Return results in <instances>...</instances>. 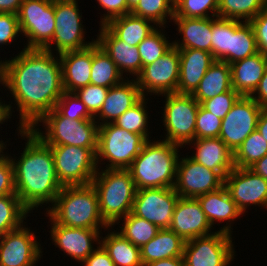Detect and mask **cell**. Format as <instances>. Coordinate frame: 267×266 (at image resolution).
Masks as SVG:
<instances>
[{"instance_id": "cell-1", "label": "cell", "mask_w": 267, "mask_h": 266, "mask_svg": "<svg viewBox=\"0 0 267 266\" xmlns=\"http://www.w3.org/2000/svg\"><path fill=\"white\" fill-rule=\"evenodd\" d=\"M10 57L3 62L2 86L14 99L8 104L11 114L17 107L18 125L30 129L56 107L65 92L60 58L44 49L25 48Z\"/></svg>"}, {"instance_id": "cell-2", "label": "cell", "mask_w": 267, "mask_h": 266, "mask_svg": "<svg viewBox=\"0 0 267 266\" xmlns=\"http://www.w3.org/2000/svg\"><path fill=\"white\" fill-rule=\"evenodd\" d=\"M16 129L18 138L21 136L26 141L24 150L18 153L21 156L14 154V158L6 151L4 153L10 157L13 165L16 195L33 213L43 205L45 208L49 204V208L63 186L58 180L50 147L31 129H22L20 126Z\"/></svg>"}, {"instance_id": "cell-3", "label": "cell", "mask_w": 267, "mask_h": 266, "mask_svg": "<svg viewBox=\"0 0 267 266\" xmlns=\"http://www.w3.org/2000/svg\"><path fill=\"white\" fill-rule=\"evenodd\" d=\"M181 148L161 139L148 140L128 168L136 189L174 187Z\"/></svg>"}, {"instance_id": "cell-4", "label": "cell", "mask_w": 267, "mask_h": 266, "mask_svg": "<svg viewBox=\"0 0 267 266\" xmlns=\"http://www.w3.org/2000/svg\"><path fill=\"white\" fill-rule=\"evenodd\" d=\"M45 210L46 217L65 227L103 230L109 227L100 214L98 194L92 183L63 186Z\"/></svg>"}, {"instance_id": "cell-5", "label": "cell", "mask_w": 267, "mask_h": 266, "mask_svg": "<svg viewBox=\"0 0 267 266\" xmlns=\"http://www.w3.org/2000/svg\"><path fill=\"white\" fill-rule=\"evenodd\" d=\"M97 191L99 210L109 226L132 212L136 187L128 169H98L92 180Z\"/></svg>"}, {"instance_id": "cell-6", "label": "cell", "mask_w": 267, "mask_h": 266, "mask_svg": "<svg viewBox=\"0 0 267 266\" xmlns=\"http://www.w3.org/2000/svg\"><path fill=\"white\" fill-rule=\"evenodd\" d=\"M30 129L46 145L98 148L99 125L95 119L70 120L63 116L56 108L46 113Z\"/></svg>"}, {"instance_id": "cell-7", "label": "cell", "mask_w": 267, "mask_h": 266, "mask_svg": "<svg viewBox=\"0 0 267 266\" xmlns=\"http://www.w3.org/2000/svg\"><path fill=\"white\" fill-rule=\"evenodd\" d=\"M147 141L143 135L128 132L114 123L100 125L96 153L98 169H128ZM104 164L106 166L102 167Z\"/></svg>"}, {"instance_id": "cell-8", "label": "cell", "mask_w": 267, "mask_h": 266, "mask_svg": "<svg viewBox=\"0 0 267 266\" xmlns=\"http://www.w3.org/2000/svg\"><path fill=\"white\" fill-rule=\"evenodd\" d=\"M165 98L161 123L166 131L162 140L184 147L195 139V125L199 103L191 94L170 93Z\"/></svg>"}, {"instance_id": "cell-9", "label": "cell", "mask_w": 267, "mask_h": 266, "mask_svg": "<svg viewBox=\"0 0 267 266\" xmlns=\"http://www.w3.org/2000/svg\"><path fill=\"white\" fill-rule=\"evenodd\" d=\"M78 1L54 0L56 25L52 41L44 50L60 55L69 51L85 49L96 42L95 38L86 41V28L82 24V11L79 10Z\"/></svg>"}, {"instance_id": "cell-10", "label": "cell", "mask_w": 267, "mask_h": 266, "mask_svg": "<svg viewBox=\"0 0 267 266\" xmlns=\"http://www.w3.org/2000/svg\"><path fill=\"white\" fill-rule=\"evenodd\" d=\"M52 151L55 171L62 186L91 184L98 170V148L70 145H48Z\"/></svg>"}, {"instance_id": "cell-11", "label": "cell", "mask_w": 267, "mask_h": 266, "mask_svg": "<svg viewBox=\"0 0 267 266\" xmlns=\"http://www.w3.org/2000/svg\"><path fill=\"white\" fill-rule=\"evenodd\" d=\"M21 36L27 38L25 49H44L55 30L54 0H23L18 13ZM25 36V37H24Z\"/></svg>"}, {"instance_id": "cell-12", "label": "cell", "mask_w": 267, "mask_h": 266, "mask_svg": "<svg viewBox=\"0 0 267 266\" xmlns=\"http://www.w3.org/2000/svg\"><path fill=\"white\" fill-rule=\"evenodd\" d=\"M232 235L218 229L207 236L185 241V266H230L237 256Z\"/></svg>"}, {"instance_id": "cell-13", "label": "cell", "mask_w": 267, "mask_h": 266, "mask_svg": "<svg viewBox=\"0 0 267 266\" xmlns=\"http://www.w3.org/2000/svg\"><path fill=\"white\" fill-rule=\"evenodd\" d=\"M180 76L179 50L172 47L164 56L143 67L136 81L143 97L177 93ZM149 94V95H148Z\"/></svg>"}, {"instance_id": "cell-14", "label": "cell", "mask_w": 267, "mask_h": 266, "mask_svg": "<svg viewBox=\"0 0 267 266\" xmlns=\"http://www.w3.org/2000/svg\"><path fill=\"white\" fill-rule=\"evenodd\" d=\"M262 109L251 96H241L222 119L219 138L233 153L256 130Z\"/></svg>"}, {"instance_id": "cell-15", "label": "cell", "mask_w": 267, "mask_h": 266, "mask_svg": "<svg viewBox=\"0 0 267 266\" xmlns=\"http://www.w3.org/2000/svg\"><path fill=\"white\" fill-rule=\"evenodd\" d=\"M26 223L0 236V266H38L44 251Z\"/></svg>"}, {"instance_id": "cell-16", "label": "cell", "mask_w": 267, "mask_h": 266, "mask_svg": "<svg viewBox=\"0 0 267 266\" xmlns=\"http://www.w3.org/2000/svg\"><path fill=\"white\" fill-rule=\"evenodd\" d=\"M177 164L174 190L179 197L197 198L224 186V179L215 171L181 155Z\"/></svg>"}, {"instance_id": "cell-17", "label": "cell", "mask_w": 267, "mask_h": 266, "mask_svg": "<svg viewBox=\"0 0 267 266\" xmlns=\"http://www.w3.org/2000/svg\"><path fill=\"white\" fill-rule=\"evenodd\" d=\"M178 198L173 187L139 189L135 194L132 213L159 229H169Z\"/></svg>"}, {"instance_id": "cell-18", "label": "cell", "mask_w": 267, "mask_h": 266, "mask_svg": "<svg viewBox=\"0 0 267 266\" xmlns=\"http://www.w3.org/2000/svg\"><path fill=\"white\" fill-rule=\"evenodd\" d=\"M224 186L243 215L252 205L267 210V180L251 169L234 167L224 178Z\"/></svg>"}, {"instance_id": "cell-19", "label": "cell", "mask_w": 267, "mask_h": 266, "mask_svg": "<svg viewBox=\"0 0 267 266\" xmlns=\"http://www.w3.org/2000/svg\"><path fill=\"white\" fill-rule=\"evenodd\" d=\"M51 222V223H50ZM50 223V240L55 248L63 251L64 255L70 256L71 259L82 263L96 249L95 244H100L102 229H87L65 227L55 224L49 218Z\"/></svg>"}, {"instance_id": "cell-20", "label": "cell", "mask_w": 267, "mask_h": 266, "mask_svg": "<svg viewBox=\"0 0 267 266\" xmlns=\"http://www.w3.org/2000/svg\"><path fill=\"white\" fill-rule=\"evenodd\" d=\"M197 198L179 197L169 229L184 241L214 233ZM213 229V231H212Z\"/></svg>"}, {"instance_id": "cell-21", "label": "cell", "mask_w": 267, "mask_h": 266, "mask_svg": "<svg viewBox=\"0 0 267 266\" xmlns=\"http://www.w3.org/2000/svg\"><path fill=\"white\" fill-rule=\"evenodd\" d=\"M98 31V35H95L96 42L110 56L126 79L128 76L136 79L142 72L138 47L130 46L118 39L105 25H101Z\"/></svg>"}, {"instance_id": "cell-22", "label": "cell", "mask_w": 267, "mask_h": 266, "mask_svg": "<svg viewBox=\"0 0 267 266\" xmlns=\"http://www.w3.org/2000/svg\"><path fill=\"white\" fill-rule=\"evenodd\" d=\"M188 145L190 150L195 147L190 156L194 161L217 172L223 179L235 167L234 153L219 137L194 139Z\"/></svg>"}, {"instance_id": "cell-23", "label": "cell", "mask_w": 267, "mask_h": 266, "mask_svg": "<svg viewBox=\"0 0 267 266\" xmlns=\"http://www.w3.org/2000/svg\"><path fill=\"white\" fill-rule=\"evenodd\" d=\"M143 98L136 79H125L110 87L99 113L94 117L98 125L114 123L126 110L132 108Z\"/></svg>"}, {"instance_id": "cell-24", "label": "cell", "mask_w": 267, "mask_h": 266, "mask_svg": "<svg viewBox=\"0 0 267 266\" xmlns=\"http://www.w3.org/2000/svg\"><path fill=\"white\" fill-rule=\"evenodd\" d=\"M203 212L206 215L211 226H215L217 222L226 223L223 227L218 228L219 231L233 235V223L236 219H241L242 212L232 200L227 188L222 186L220 189L198 196ZM232 229V230H231Z\"/></svg>"}, {"instance_id": "cell-25", "label": "cell", "mask_w": 267, "mask_h": 266, "mask_svg": "<svg viewBox=\"0 0 267 266\" xmlns=\"http://www.w3.org/2000/svg\"><path fill=\"white\" fill-rule=\"evenodd\" d=\"M62 83L65 92L74 93L90 84L93 60V44L85 49L59 55Z\"/></svg>"}, {"instance_id": "cell-26", "label": "cell", "mask_w": 267, "mask_h": 266, "mask_svg": "<svg viewBox=\"0 0 267 266\" xmlns=\"http://www.w3.org/2000/svg\"><path fill=\"white\" fill-rule=\"evenodd\" d=\"M180 76L177 93L192 94L208 68L216 61L212 53L198 49H178Z\"/></svg>"}, {"instance_id": "cell-27", "label": "cell", "mask_w": 267, "mask_h": 266, "mask_svg": "<svg viewBox=\"0 0 267 266\" xmlns=\"http://www.w3.org/2000/svg\"><path fill=\"white\" fill-rule=\"evenodd\" d=\"M172 22L177 26V34L182 35L173 41L178 49H198L211 53L212 17L185 18L173 17Z\"/></svg>"}, {"instance_id": "cell-28", "label": "cell", "mask_w": 267, "mask_h": 266, "mask_svg": "<svg viewBox=\"0 0 267 266\" xmlns=\"http://www.w3.org/2000/svg\"><path fill=\"white\" fill-rule=\"evenodd\" d=\"M231 66L232 88L241 96H251L267 68V58L260 52L236 61Z\"/></svg>"}, {"instance_id": "cell-29", "label": "cell", "mask_w": 267, "mask_h": 266, "mask_svg": "<svg viewBox=\"0 0 267 266\" xmlns=\"http://www.w3.org/2000/svg\"><path fill=\"white\" fill-rule=\"evenodd\" d=\"M185 241L170 229H160L156 236L140 248L143 266L166 258L183 257Z\"/></svg>"}, {"instance_id": "cell-30", "label": "cell", "mask_w": 267, "mask_h": 266, "mask_svg": "<svg viewBox=\"0 0 267 266\" xmlns=\"http://www.w3.org/2000/svg\"><path fill=\"white\" fill-rule=\"evenodd\" d=\"M232 88L231 66L216 60L206 71L196 90L191 94L201 102L227 92Z\"/></svg>"}, {"instance_id": "cell-31", "label": "cell", "mask_w": 267, "mask_h": 266, "mask_svg": "<svg viewBox=\"0 0 267 266\" xmlns=\"http://www.w3.org/2000/svg\"><path fill=\"white\" fill-rule=\"evenodd\" d=\"M113 228L114 226H109L103 231H106L107 235L103 237L101 234L100 244L107 251L115 266H143L140 248Z\"/></svg>"}, {"instance_id": "cell-32", "label": "cell", "mask_w": 267, "mask_h": 266, "mask_svg": "<svg viewBox=\"0 0 267 266\" xmlns=\"http://www.w3.org/2000/svg\"><path fill=\"white\" fill-rule=\"evenodd\" d=\"M105 26L118 39L130 46H138L143 39L158 27L152 21L131 13L114 18Z\"/></svg>"}, {"instance_id": "cell-33", "label": "cell", "mask_w": 267, "mask_h": 266, "mask_svg": "<svg viewBox=\"0 0 267 266\" xmlns=\"http://www.w3.org/2000/svg\"><path fill=\"white\" fill-rule=\"evenodd\" d=\"M125 80L116 64L97 42L93 43L90 84L110 88Z\"/></svg>"}, {"instance_id": "cell-34", "label": "cell", "mask_w": 267, "mask_h": 266, "mask_svg": "<svg viewBox=\"0 0 267 266\" xmlns=\"http://www.w3.org/2000/svg\"><path fill=\"white\" fill-rule=\"evenodd\" d=\"M258 52L254 31L249 22L233 19L230 42V64L253 56Z\"/></svg>"}, {"instance_id": "cell-35", "label": "cell", "mask_w": 267, "mask_h": 266, "mask_svg": "<svg viewBox=\"0 0 267 266\" xmlns=\"http://www.w3.org/2000/svg\"><path fill=\"white\" fill-rule=\"evenodd\" d=\"M120 220L122 226L120 222L116 223L119 225L117 229L120 228L118 232L139 248L153 239L160 230L153 223L134 215L132 212Z\"/></svg>"}, {"instance_id": "cell-36", "label": "cell", "mask_w": 267, "mask_h": 266, "mask_svg": "<svg viewBox=\"0 0 267 266\" xmlns=\"http://www.w3.org/2000/svg\"><path fill=\"white\" fill-rule=\"evenodd\" d=\"M149 100V97H143L136 105L126 110L120 117H118L114 124L128 132L143 135L147 140H150V134L152 132H149L151 128L149 127L150 113H148L149 111L147 110L149 108L147 106Z\"/></svg>"}, {"instance_id": "cell-37", "label": "cell", "mask_w": 267, "mask_h": 266, "mask_svg": "<svg viewBox=\"0 0 267 266\" xmlns=\"http://www.w3.org/2000/svg\"><path fill=\"white\" fill-rule=\"evenodd\" d=\"M29 213L17 195L0 196V236L21 227Z\"/></svg>"}, {"instance_id": "cell-38", "label": "cell", "mask_w": 267, "mask_h": 266, "mask_svg": "<svg viewBox=\"0 0 267 266\" xmlns=\"http://www.w3.org/2000/svg\"><path fill=\"white\" fill-rule=\"evenodd\" d=\"M174 4L175 0H140L131 14L148 19L158 27H166L174 17Z\"/></svg>"}, {"instance_id": "cell-39", "label": "cell", "mask_w": 267, "mask_h": 266, "mask_svg": "<svg viewBox=\"0 0 267 266\" xmlns=\"http://www.w3.org/2000/svg\"><path fill=\"white\" fill-rule=\"evenodd\" d=\"M267 6V0H219L218 17L249 22Z\"/></svg>"}, {"instance_id": "cell-40", "label": "cell", "mask_w": 267, "mask_h": 266, "mask_svg": "<svg viewBox=\"0 0 267 266\" xmlns=\"http://www.w3.org/2000/svg\"><path fill=\"white\" fill-rule=\"evenodd\" d=\"M233 35V19L212 17L211 53L215 60L230 65V42Z\"/></svg>"}, {"instance_id": "cell-41", "label": "cell", "mask_w": 267, "mask_h": 266, "mask_svg": "<svg viewBox=\"0 0 267 266\" xmlns=\"http://www.w3.org/2000/svg\"><path fill=\"white\" fill-rule=\"evenodd\" d=\"M165 28L167 27H157L138 44L137 47L142 61V69L144 66L164 56L173 47V41H170L167 39L169 37H166L168 35L165 33Z\"/></svg>"}, {"instance_id": "cell-42", "label": "cell", "mask_w": 267, "mask_h": 266, "mask_svg": "<svg viewBox=\"0 0 267 266\" xmlns=\"http://www.w3.org/2000/svg\"><path fill=\"white\" fill-rule=\"evenodd\" d=\"M267 154V140L257 131H253L234 153V165L249 168Z\"/></svg>"}, {"instance_id": "cell-43", "label": "cell", "mask_w": 267, "mask_h": 266, "mask_svg": "<svg viewBox=\"0 0 267 266\" xmlns=\"http://www.w3.org/2000/svg\"><path fill=\"white\" fill-rule=\"evenodd\" d=\"M219 0H175L174 17H217Z\"/></svg>"}, {"instance_id": "cell-44", "label": "cell", "mask_w": 267, "mask_h": 266, "mask_svg": "<svg viewBox=\"0 0 267 266\" xmlns=\"http://www.w3.org/2000/svg\"><path fill=\"white\" fill-rule=\"evenodd\" d=\"M55 108L70 120L94 119L75 93L64 92Z\"/></svg>"}, {"instance_id": "cell-45", "label": "cell", "mask_w": 267, "mask_h": 266, "mask_svg": "<svg viewBox=\"0 0 267 266\" xmlns=\"http://www.w3.org/2000/svg\"><path fill=\"white\" fill-rule=\"evenodd\" d=\"M109 88L88 84L75 91V95L84 103L89 113L95 117L106 99Z\"/></svg>"}, {"instance_id": "cell-46", "label": "cell", "mask_w": 267, "mask_h": 266, "mask_svg": "<svg viewBox=\"0 0 267 266\" xmlns=\"http://www.w3.org/2000/svg\"><path fill=\"white\" fill-rule=\"evenodd\" d=\"M222 119L199 105L195 125V139L219 137Z\"/></svg>"}, {"instance_id": "cell-47", "label": "cell", "mask_w": 267, "mask_h": 266, "mask_svg": "<svg viewBox=\"0 0 267 266\" xmlns=\"http://www.w3.org/2000/svg\"><path fill=\"white\" fill-rule=\"evenodd\" d=\"M241 97L234 89L205 100L200 105L216 117L223 119Z\"/></svg>"}, {"instance_id": "cell-48", "label": "cell", "mask_w": 267, "mask_h": 266, "mask_svg": "<svg viewBox=\"0 0 267 266\" xmlns=\"http://www.w3.org/2000/svg\"><path fill=\"white\" fill-rule=\"evenodd\" d=\"M20 35L18 14L0 13V46L15 43Z\"/></svg>"}, {"instance_id": "cell-49", "label": "cell", "mask_w": 267, "mask_h": 266, "mask_svg": "<svg viewBox=\"0 0 267 266\" xmlns=\"http://www.w3.org/2000/svg\"><path fill=\"white\" fill-rule=\"evenodd\" d=\"M16 195L14 169L10 157L0 152V196Z\"/></svg>"}, {"instance_id": "cell-50", "label": "cell", "mask_w": 267, "mask_h": 266, "mask_svg": "<svg viewBox=\"0 0 267 266\" xmlns=\"http://www.w3.org/2000/svg\"><path fill=\"white\" fill-rule=\"evenodd\" d=\"M104 14L100 16L99 26L106 25L110 20L131 13L126 0H96Z\"/></svg>"}, {"instance_id": "cell-51", "label": "cell", "mask_w": 267, "mask_h": 266, "mask_svg": "<svg viewBox=\"0 0 267 266\" xmlns=\"http://www.w3.org/2000/svg\"><path fill=\"white\" fill-rule=\"evenodd\" d=\"M249 23L254 31L258 52L267 58V6Z\"/></svg>"}, {"instance_id": "cell-52", "label": "cell", "mask_w": 267, "mask_h": 266, "mask_svg": "<svg viewBox=\"0 0 267 266\" xmlns=\"http://www.w3.org/2000/svg\"><path fill=\"white\" fill-rule=\"evenodd\" d=\"M96 249L81 265L83 266H115L107 251L101 244L95 245Z\"/></svg>"}, {"instance_id": "cell-53", "label": "cell", "mask_w": 267, "mask_h": 266, "mask_svg": "<svg viewBox=\"0 0 267 266\" xmlns=\"http://www.w3.org/2000/svg\"><path fill=\"white\" fill-rule=\"evenodd\" d=\"M251 97L262 107L267 108V68L264 71L260 83Z\"/></svg>"}, {"instance_id": "cell-54", "label": "cell", "mask_w": 267, "mask_h": 266, "mask_svg": "<svg viewBox=\"0 0 267 266\" xmlns=\"http://www.w3.org/2000/svg\"><path fill=\"white\" fill-rule=\"evenodd\" d=\"M6 101H4L2 99V97H0V126L1 124L3 125L5 122H10V119L12 118L11 116H13L11 114L10 108H9V104L5 103ZM9 119V120H8ZM7 142L8 141H4V140H0V145L3 146V150L5 151L7 148Z\"/></svg>"}, {"instance_id": "cell-55", "label": "cell", "mask_w": 267, "mask_h": 266, "mask_svg": "<svg viewBox=\"0 0 267 266\" xmlns=\"http://www.w3.org/2000/svg\"><path fill=\"white\" fill-rule=\"evenodd\" d=\"M23 0H0V13L18 14Z\"/></svg>"}, {"instance_id": "cell-56", "label": "cell", "mask_w": 267, "mask_h": 266, "mask_svg": "<svg viewBox=\"0 0 267 266\" xmlns=\"http://www.w3.org/2000/svg\"><path fill=\"white\" fill-rule=\"evenodd\" d=\"M144 266H185L183 257L166 258L145 264Z\"/></svg>"}, {"instance_id": "cell-57", "label": "cell", "mask_w": 267, "mask_h": 266, "mask_svg": "<svg viewBox=\"0 0 267 266\" xmlns=\"http://www.w3.org/2000/svg\"><path fill=\"white\" fill-rule=\"evenodd\" d=\"M249 169L267 180V154L250 166Z\"/></svg>"}, {"instance_id": "cell-58", "label": "cell", "mask_w": 267, "mask_h": 266, "mask_svg": "<svg viewBox=\"0 0 267 266\" xmlns=\"http://www.w3.org/2000/svg\"><path fill=\"white\" fill-rule=\"evenodd\" d=\"M256 130L267 140V108L262 109Z\"/></svg>"}, {"instance_id": "cell-59", "label": "cell", "mask_w": 267, "mask_h": 266, "mask_svg": "<svg viewBox=\"0 0 267 266\" xmlns=\"http://www.w3.org/2000/svg\"><path fill=\"white\" fill-rule=\"evenodd\" d=\"M140 0H126L128 7L132 10Z\"/></svg>"}, {"instance_id": "cell-60", "label": "cell", "mask_w": 267, "mask_h": 266, "mask_svg": "<svg viewBox=\"0 0 267 266\" xmlns=\"http://www.w3.org/2000/svg\"><path fill=\"white\" fill-rule=\"evenodd\" d=\"M4 59H0V84L2 85V66H3ZM0 85V87H1Z\"/></svg>"}, {"instance_id": "cell-61", "label": "cell", "mask_w": 267, "mask_h": 266, "mask_svg": "<svg viewBox=\"0 0 267 266\" xmlns=\"http://www.w3.org/2000/svg\"><path fill=\"white\" fill-rule=\"evenodd\" d=\"M3 150V146L0 145V152Z\"/></svg>"}]
</instances>
